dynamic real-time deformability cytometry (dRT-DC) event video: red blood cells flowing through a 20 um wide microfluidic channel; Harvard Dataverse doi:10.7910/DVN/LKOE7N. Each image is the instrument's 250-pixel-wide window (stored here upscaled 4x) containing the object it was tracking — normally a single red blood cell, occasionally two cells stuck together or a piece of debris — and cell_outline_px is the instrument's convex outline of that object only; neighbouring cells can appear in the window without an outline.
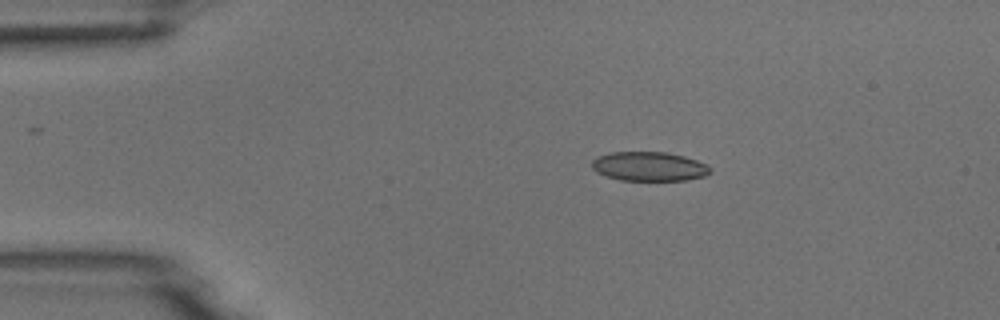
{"species": "common noctule bat (a hibernating species)", "species_latin": "Nyctalus noctula", "temperature_condition": "room temperature", "stored_images_in_passage": 2, "camera_frame_rate_fps": 3000, "um_per_image_px": 0.085, "animal": {"sex": "male", "body_mass_g": 18.8}, "frame": {"image": 1, "passage_image": 1, "time_ms": 0.0, "image_size_px": [1000, 320], "cell_outline_px": [[712, 172], [704, 176], [688, 180], [620, 180], [596, 172], [592, 168], [592, 160], [596, 156], [612, 152], [668, 152], [684, 156], [708, 164], [712, 168]], "centroid_in_image_um": [55.2, 14.14], "position_along_channel_um": 29.8, "area_um2": 20.29}}